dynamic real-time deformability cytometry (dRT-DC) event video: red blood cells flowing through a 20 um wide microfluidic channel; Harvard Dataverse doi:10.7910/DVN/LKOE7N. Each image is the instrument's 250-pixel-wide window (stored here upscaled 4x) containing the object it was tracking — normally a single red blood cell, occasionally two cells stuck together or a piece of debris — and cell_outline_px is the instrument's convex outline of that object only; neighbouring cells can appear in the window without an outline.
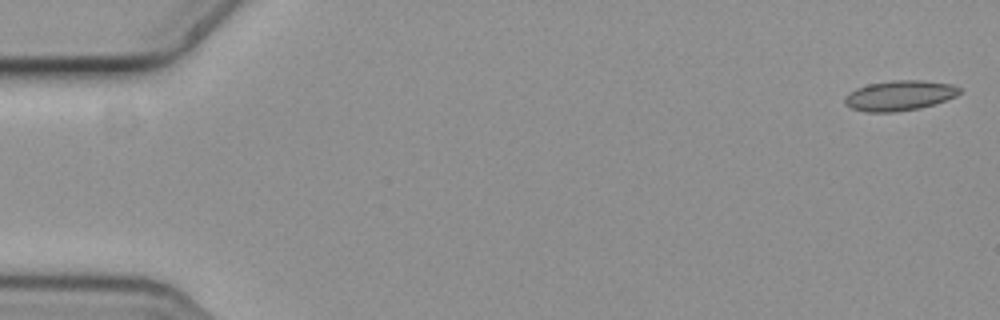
{"species": "common noctule bat (a hibernating species)", "species_latin": "Nyctalus noctula", "temperature_condition": "cold", "stored_images_in_passage": 6, "camera_frame_rate_fps": 3000, "um_per_image_px": 0.085, "animal": {"sex": "female", "body_mass_g": 19.3, "forearm_length_mm": 54.1}, "frame": {"image": 1, "passage_image": 1, "time_ms": 0.0, "image_size_px": [1000, 320], "cell_outline_px": [[960, 92], [956, 96], [936, 104], [920, 108], [896, 112], [864, 112], [852, 108], [844, 104], [844, 96], [848, 92], [856, 88], [868, 84], [892, 80], [920, 80], [952, 84], [960, 88]], "centroid_in_image_um": [76.43, 8.12], "position_along_channel_um": 8.6, "area_um2": 20.35}}
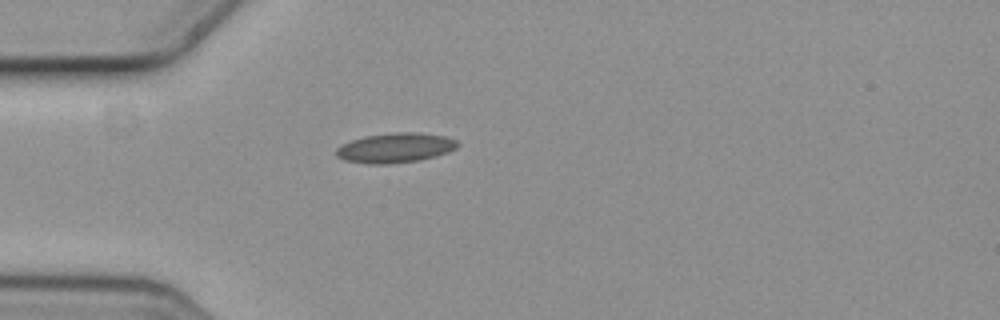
{"frame": {"image": 2, "passage_image": 5, "time_ms": 1.333, "image_size_px": [1000, 320], "cell_outline_px": [[460, 144], [456, 148], [448, 152], [436, 156], [420, 160], [388, 164], [368, 164], [344, 160], [336, 156], [336, 148], [352, 140], [364, 136], [392, 132], [420, 132], [444, 136], [456, 140]], "centroid_in_image_um": [33.61, 12.56], "position_along_channel_um": 51.4, "area_um2": 21.15}}